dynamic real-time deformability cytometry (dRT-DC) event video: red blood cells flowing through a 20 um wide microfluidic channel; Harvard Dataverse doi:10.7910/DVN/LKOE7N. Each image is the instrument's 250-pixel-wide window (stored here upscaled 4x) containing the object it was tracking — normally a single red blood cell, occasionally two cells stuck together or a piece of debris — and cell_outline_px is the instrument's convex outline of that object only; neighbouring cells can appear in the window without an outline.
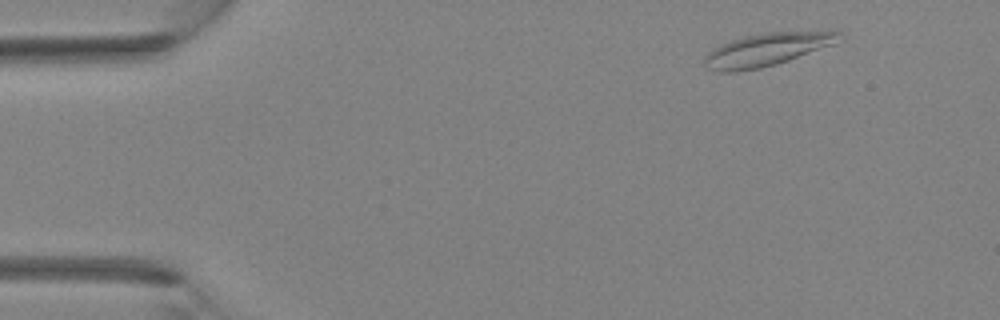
{"species": "Egyptian fruit bat (a non-hibernating species)", "species_latin": "Rousettus aegyptiacus", "temperature_condition": "room temperature", "stored_images_in_passage": 2, "camera_frame_rate_fps": 3000, "um_per_image_px": 0.085, "animal": {"sex": "female"}, "frame": {"image": 1, "passage_image": 1, "time_ms": 0.0, "image_size_px": [1000, 320], "cell_outline_px": [[844, 40], [788, 60], [776, 64], [760, 68], [736, 72], [720, 72], [704, 68], [704, 56], [712, 48], [720, 44], [744, 36], [764, 32], [844, 32]], "centroid_in_image_um": [65.13, 4.22], "position_along_channel_um": 19.9, "area_um2": 25.78}}